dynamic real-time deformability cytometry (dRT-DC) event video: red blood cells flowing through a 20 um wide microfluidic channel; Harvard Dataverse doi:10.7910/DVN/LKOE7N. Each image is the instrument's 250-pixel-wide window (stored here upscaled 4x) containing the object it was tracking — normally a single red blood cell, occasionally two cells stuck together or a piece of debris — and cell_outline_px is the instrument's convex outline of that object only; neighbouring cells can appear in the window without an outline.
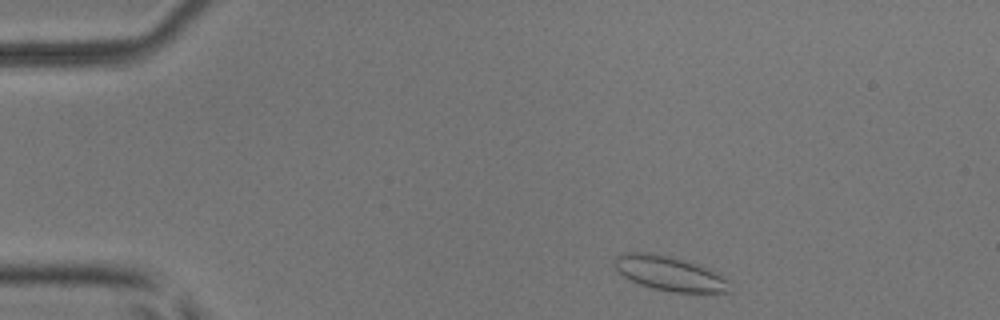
{"species": "common noctule bat (a hibernating species)", "species_latin": "Nyctalus noctula", "temperature_condition": "room temperature", "stored_images_in_passage": 45, "camera_frame_rate_fps": 3000, "um_per_image_px": 0.085, "animal": {"sex": "male", "body_mass_g": 17.9, "forearm_length_mm": 54.2}, "frame": {"image": 1, "passage_image": 2, "time_ms": 0.333, "image_size_px": [1000, 320], "cell_outline_px": [[732, 292], [672, 292], [652, 288], [640, 284], [624, 276], [616, 268], [616, 256], [624, 252], [656, 252], [676, 256], [712, 268], [728, 280]], "centroid_in_image_um": [56.98, 23.21], "position_along_channel_um": 28.0, "area_um2": 23.64}}
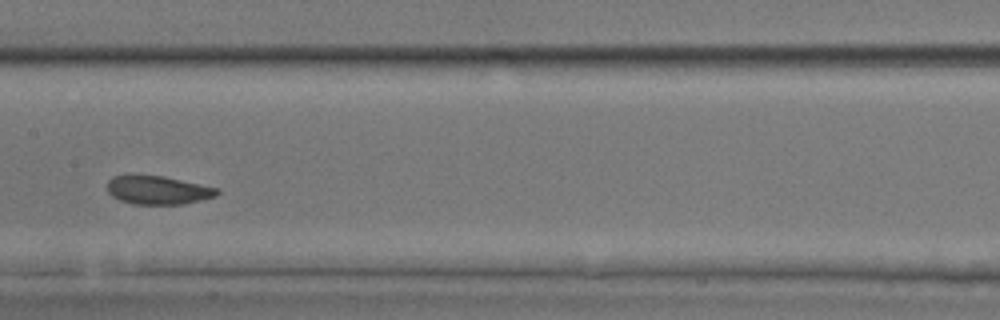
{"frame": {"image": 2, "passage_image": 20, "time_ms": 6.333, "image_size_px": [1000, 320], "cell_outline_px": [[220, 192], [216, 196], [200, 200], [180, 204], [132, 204], [120, 200], [112, 196], [108, 192], [108, 180], [112, 176], [164, 176], [220, 188]], "centroid_in_image_um": [13.45, 16.16], "position_along_channel_um": 193.9, "area_um2": 18.09}}
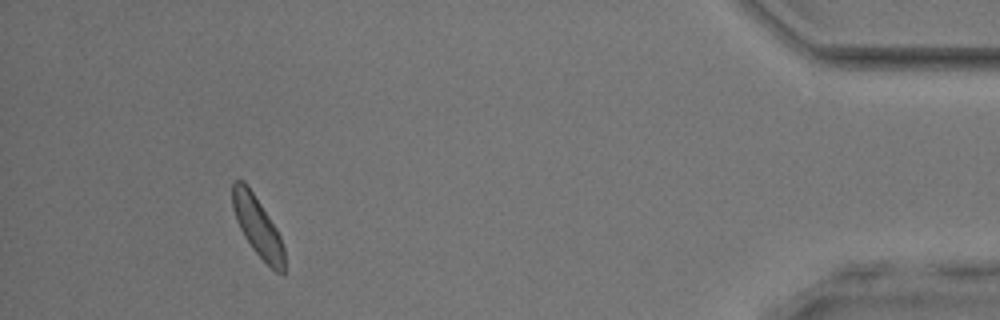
{"frame": {"image": 3, "passage_image": 41, "time_ms": 13.333, "image_size_px": [1000, 320], "cell_outline_px": [[284, 276], [276, 272], [252, 248], [244, 236], [236, 220], [232, 208], [232, 184], [236, 180], [244, 180], [248, 184], [276, 228], [280, 236], [284, 248]], "centroid_in_image_um": [21.88, 19.23], "position_along_channel_um": 413.3, "area_um2": 17.98}, "authors_computed_cell_mechanics": {"area_um2": 18.7272, "velocity_mm_per_s": 3.9812, "shape_relaxation_time_tau1_ms": 3.6944, "shape_relaxation_time_tau2_ms": 1.8388, "deformation_change_tau1": 0.0759, "deformation_change_tau2": 0.0576}}